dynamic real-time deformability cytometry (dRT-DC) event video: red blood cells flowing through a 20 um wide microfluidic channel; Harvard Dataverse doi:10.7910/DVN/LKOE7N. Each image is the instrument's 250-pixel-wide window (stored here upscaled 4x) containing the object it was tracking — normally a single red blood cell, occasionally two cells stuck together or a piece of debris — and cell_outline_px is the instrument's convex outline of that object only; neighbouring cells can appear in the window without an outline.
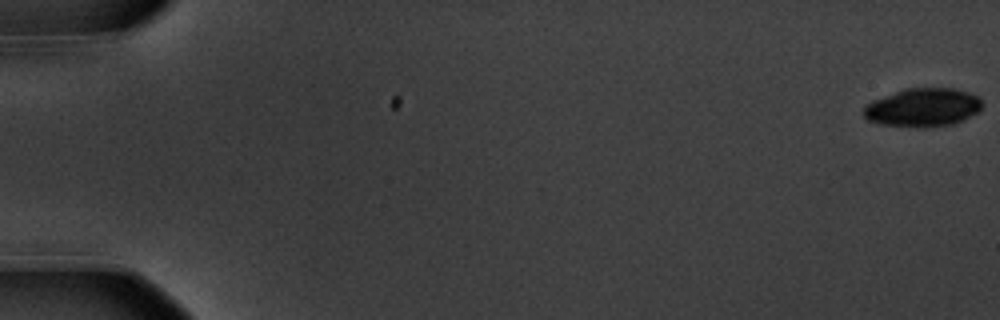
{"species": "common noctule bat (a hibernating species)", "species_latin": "Nyctalus noctula", "temperature_condition": "warm", "stored_images_in_passage": 18, "camera_frame_rate_fps": 3000, "um_per_image_px": 0.085, "animal": {"sex": "male", "body_mass_g": 20.1, "forearm_length_mm": 53.5}, "frame": {"image": 1, "passage_image": 1, "time_ms": 0.0, "image_size_px": [1000, 320], "cell_outline_px": [[984, 104], [976, 112], [964, 120], [952, 124], [880, 124], [868, 120], [864, 116], [864, 108], [872, 100], [904, 88], [952, 88], [968, 92], [980, 96]], "centroid_in_image_um": [78.48, 9.07], "position_along_channel_um": 6.5, "area_um2": 25.66}}
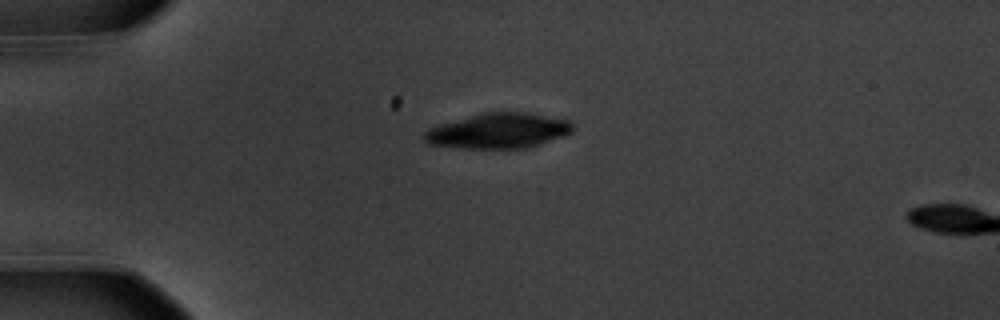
{"frame": {"image": 2, "passage_image": 16, "time_ms": 5.0, "image_size_px": [1000, 320], "cell_outline_px": [[572, 132], [564, 136], [528, 148], [460, 148], [428, 144], [420, 136], [428, 128], [436, 124], [484, 112], [528, 112], [572, 120]], "centroid_in_image_um": [42.33, 11.11], "position_along_channel_um": 42.7, "area_um2": 30.92}}